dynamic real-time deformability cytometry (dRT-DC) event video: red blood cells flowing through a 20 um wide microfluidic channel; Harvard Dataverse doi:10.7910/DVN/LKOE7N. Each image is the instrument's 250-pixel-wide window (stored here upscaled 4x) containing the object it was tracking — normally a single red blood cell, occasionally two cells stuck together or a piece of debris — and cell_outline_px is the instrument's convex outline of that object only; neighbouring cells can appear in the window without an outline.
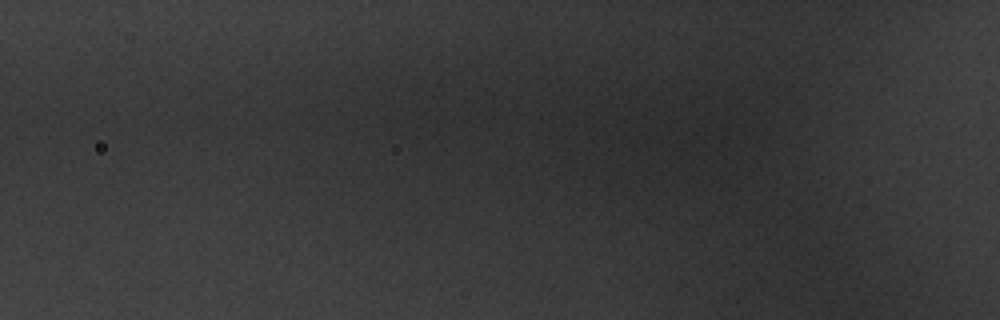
{"species": "common noctule bat (a hibernating species)", "species_latin": "Nyctalus noctula", "temperature_condition": "warm", "stored_images_in_passage": 3, "camera_frame_rate_fps": 3000, "um_per_image_px": 0.085, "animal": {"sex": "male", "body_mass_g": 20.1, "forearm_length_mm": 53.5}, "frame": {"image": 1, "passage_image": 2, "time_ms": 0.333, "image_size_px": [1000, 320], "cell_outline_px": [[788, 160], [748, 176], [704, 160], [676, 140], [680, 128], [744, 112], [756, 116], [768, 128], [784, 148]], "centroid_in_image_um": [62.44, 12.19], "position_along_channel_um": 63.4, "area_um2": 32.08}}